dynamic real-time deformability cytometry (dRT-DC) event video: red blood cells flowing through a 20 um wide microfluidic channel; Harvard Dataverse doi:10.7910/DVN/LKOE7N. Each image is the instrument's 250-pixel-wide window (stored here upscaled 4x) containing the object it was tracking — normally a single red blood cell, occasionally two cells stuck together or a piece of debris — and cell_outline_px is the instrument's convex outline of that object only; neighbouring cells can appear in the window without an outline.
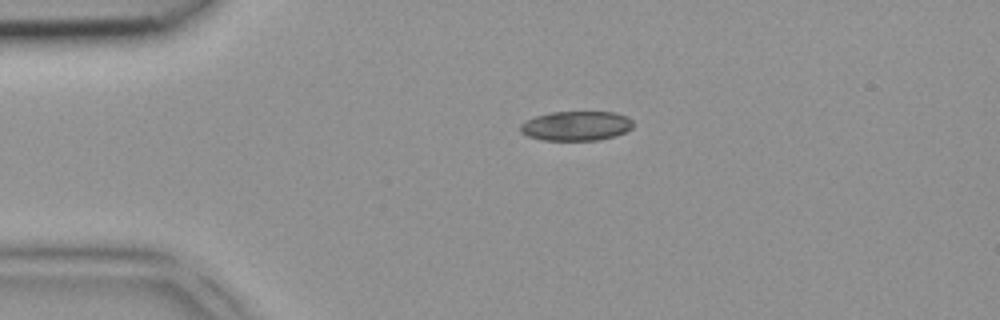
{"species": "common noctule bat (a hibernating species)", "species_latin": "Nyctalus noctula", "temperature_condition": "room temperature", "stored_images_in_passage": 3, "camera_frame_rate_fps": 3000, "um_per_image_px": 0.085, "animal": {"sex": "female", "body_mass_g": 18.4}, "frame": {"image": 1, "passage_image": 1, "time_ms": 0.0, "image_size_px": [1000, 320], "cell_outline_px": [[632, 128], [616, 136], [600, 140], [540, 140], [528, 136], [520, 132], [520, 124], [536, 116], [552, 112], [616, 112], [628, 116], [632, 120]], "centroid_in_image_um": [49.0, 10.7], "position_along_channel_um": 36.0, "area_um2": 19.48}}